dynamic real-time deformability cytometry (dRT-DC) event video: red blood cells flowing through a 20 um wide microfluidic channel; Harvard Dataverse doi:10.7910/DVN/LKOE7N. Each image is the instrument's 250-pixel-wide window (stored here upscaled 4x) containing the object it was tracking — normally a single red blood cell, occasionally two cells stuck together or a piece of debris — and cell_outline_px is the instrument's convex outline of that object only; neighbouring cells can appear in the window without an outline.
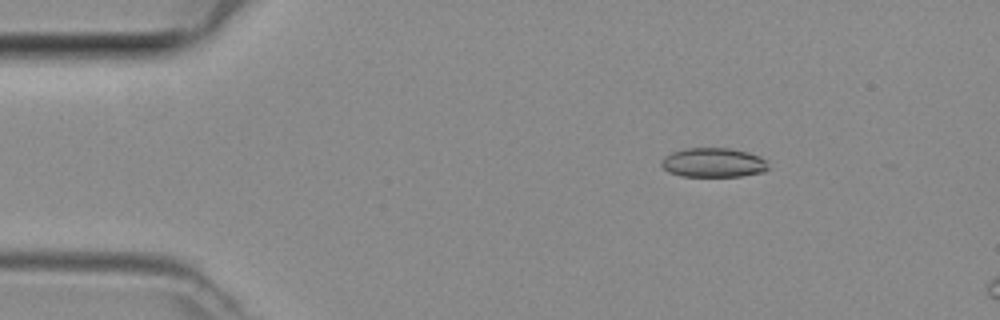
{"species": "common noctule bat (a hibernating species)", "species_latin": "Nyctalus noctula", "temperature_condition": "room temperature", "stored_images_in_passage": 4, "camera_frame_rate_fps": 3000, "um_per_image_px": 0.085, "animal": {"sex": "female", "body_mass_g": 29.2, "forearm_length_mm": 56.3}, "frame": {"image": 1, "passage_image": 3, "time_ms": 0.667, "image_size_px": [1000, 320], "cell_outline_px": [[768, 168], [764, 172], [740, 176], [680, 176], [668, 172], [660, 164], [660, 160], [664, 156], [672, 152], [684, 148], [728, 148], [748, 152], [760, 156], [768, 164]], "centroid_in_image_um": [60.6, 13.82], "position_along_channel_um": 24.4, "area_um2": 18.38}}